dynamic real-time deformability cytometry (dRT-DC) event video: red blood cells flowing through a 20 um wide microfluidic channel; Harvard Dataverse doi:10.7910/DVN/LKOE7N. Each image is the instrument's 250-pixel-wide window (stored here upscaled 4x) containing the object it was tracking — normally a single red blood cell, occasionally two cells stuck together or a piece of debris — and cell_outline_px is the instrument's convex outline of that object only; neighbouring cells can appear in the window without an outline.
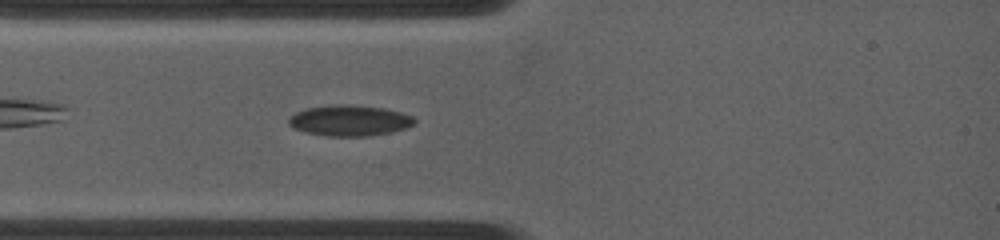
{"species": "common noctule bat (a hibernating species)", "species_latin": "Nyctalus noctula", "temperature_condition": "warm", "stored_images_in_passage": 77, "segment_of_instrument_passage": [1, 2], "camera_frame_rate_fps": 4500, "um_per_image_px": 0.085, "animal": {"sex": "female", "body_mass_g": 19.0, "forearm_length_mm": 53.3}, "frame": {"image": 1, "passage_image": 6, "time_ms": 1.111, "image_size_px": [1000, 240], "cell_outline_px": [[416, 120], [408, 128], [392, 132], [368, 136], [324, 136], [308, 132], [296, 128], [288, 124], [288, 116], [304, 108], [332, 104], [348, 104], [384, 108], [400, 112], [412, 116]], "centroid_in_image_um": [29.7, 10.23], "position_along_channel_um": 55.3, "area_um2": 22.72}}
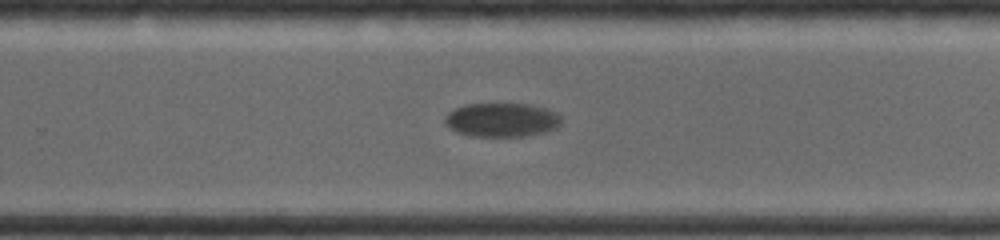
{"frame": {"image": 2, "passage_image": 35, "time_ms": 7.556, "image_size_px": [1000, 240], "cell_outline_px": [[560, 124], [556, 128], [544, 132], [524, 136], [472, 136], [456, 132], [444, 120], [448, 112], [456, 108], [468, 104], [528, 104], [544, 108], [556, 112], [560, 116]], "centroid_in_image_um": [42.66, 10.19], "position_along_channel_um": 287.1, "area_um2": 22.72}}
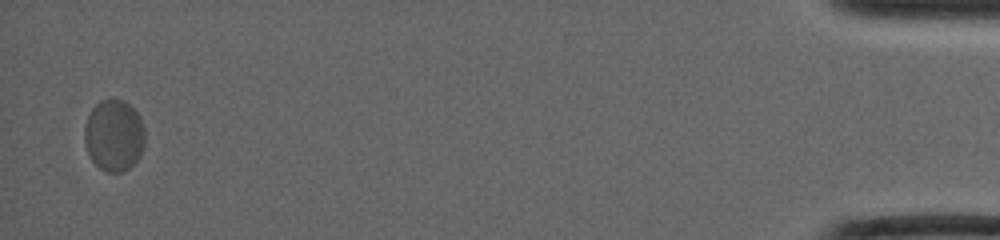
{"frame": {"image": 3, "passage_image": 71, "time_ms": 15.556, "image_size_px": [1000, 240], "cell_outline_px": [[144, 144], [140, 156], [128, 168], [120, 172], [108, 172], [100, 168], [92, 160], [88, 152], [84, 140], [84, 128], [88, 116], [92, 108], [100, 100], [124, 100], [140, 116], [144, 128]], "centroid_in_image_um": [9.68, 11.5], "position_along_channel_um": 425.5, "area_um2": 25.03}}